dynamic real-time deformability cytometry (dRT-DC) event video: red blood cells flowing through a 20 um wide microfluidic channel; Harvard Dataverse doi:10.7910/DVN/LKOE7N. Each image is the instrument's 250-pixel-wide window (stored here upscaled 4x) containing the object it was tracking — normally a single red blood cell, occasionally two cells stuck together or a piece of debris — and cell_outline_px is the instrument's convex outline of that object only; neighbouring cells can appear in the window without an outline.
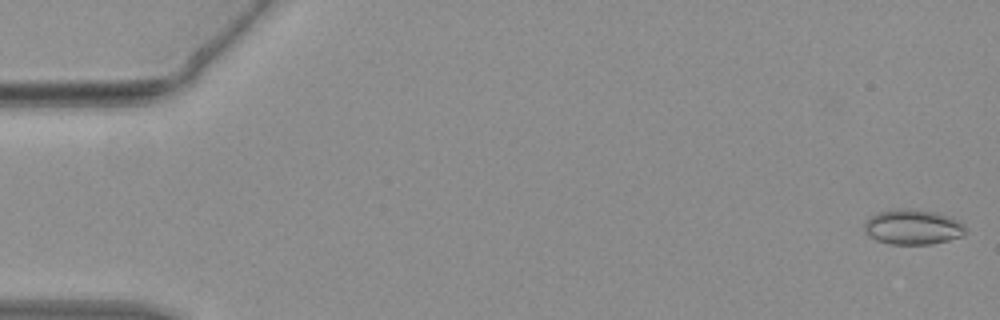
{"species": "common noctule bat (a hibernating species)", "species_latin": "Nyctalus noctula", "temperature_condition": "warm", "stored_images_in_passage": 45, "camera_frame_rate_fps": 3000, "um_per_image_px": 0.085, "animal": {"sex": "female", "body_mass_g": 19.3, "forearm_length_mm": 54.1}, "frame": {"image": 1, "passage_image": 1, "time_ms": 0.0, "image_size_px": [1000, 320], "cell_outline_px": [[968, 228], [964, 236], [932, 244], [888, 244], [876, 240], [868, 236], [864, 232], [864, 224], [876, 212], [896, 208], [908, 208], [936, 212], [952, 216], [964, 224]], "centroid_in_image_um": [77.62, 19.29], "position_along_channel_um": 7.4, "area_um2": 21.15}}
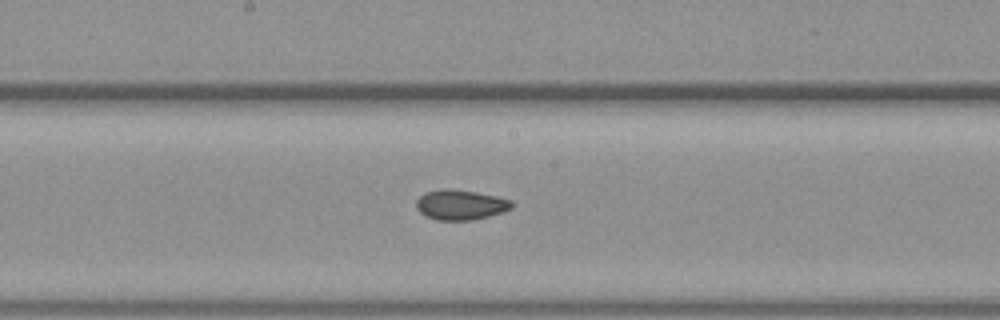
{"frame": {"image": 2, "passage_image": 24, "time_ms": 7.667, "image_size_px": [1000, 320], "cell_outline_px": [[512, 208], [488, 216], [472, 220], [436, 220], [424, 216], [416, 208], [416, 200], [424, 192], [440, 188], [452, 188], [476, 192], [496, 196], [512, 200]], "centroid_in_image_um": [39.09, 17.39], "position_along_channel_um": 209.1, "area_um2": 16.88}}
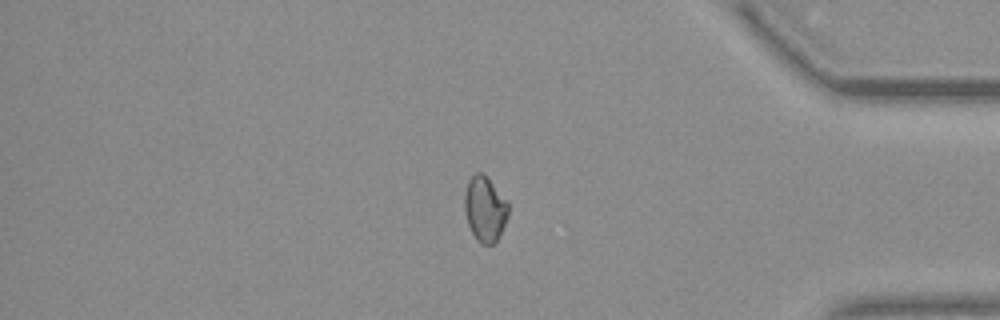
{"frame": {"image": 3, "passage_image": 38, "time_ms": 12.333, "image_size_px": [1000, 320], "cell_outline_px": [[508, 216], [500, 236], [492, 244], [480, 244], [476, 240], [468, 224], [464, 212], [464, 192], [468, 180], [476, 172], [480, 172], [508, 200]], "centroid_in_image_um": [41.21, 17.79], "position_along_channel_um": 394.0, "area_um2": 16.65}}